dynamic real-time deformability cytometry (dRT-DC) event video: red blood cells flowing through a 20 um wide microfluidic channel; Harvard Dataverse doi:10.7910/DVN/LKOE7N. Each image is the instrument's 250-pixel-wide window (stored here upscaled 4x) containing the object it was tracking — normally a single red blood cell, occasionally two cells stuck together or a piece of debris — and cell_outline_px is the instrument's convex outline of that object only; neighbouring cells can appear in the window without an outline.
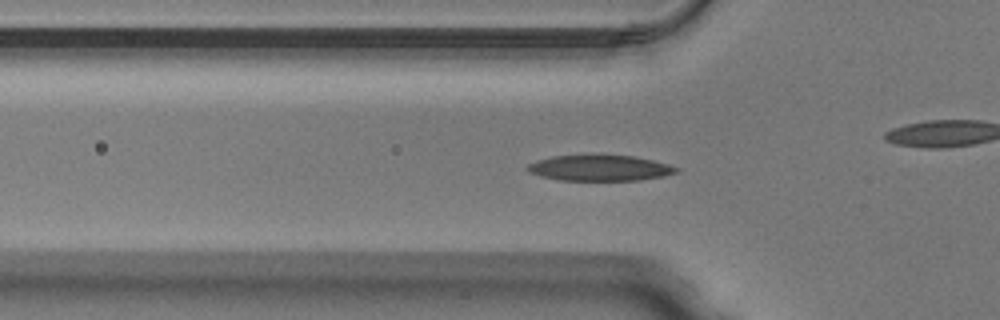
{"species": "Egyptian fruit bat (a non-hibernating species)", "species_latin": "Rousettus aegyptiacus", "temperature_condition": "warm", "stored_images_in_passage": 51, "camera_frame_rate_fps": 3000, "um_per_image_px": 0.085, "animal": {"sex": "male"}, "frame": {"image": 1, "passage_image": 17, "time_ms": 5.333, "image_size_px": [1000, 320], "cell_outline_px": [[680, 168], [676, 172], [664, 176], [640, 180], [560, 180], [540, 176], [528, 172], [524, 168], [528, 164], [536, 160], [552, 156], [592, 152], [632, 156], [652, 160], [668, 164]], "centroid_in_image_um": [50.91, 14.23], "position_along_channel_um": 74.9, "area_um2": 23.24}}
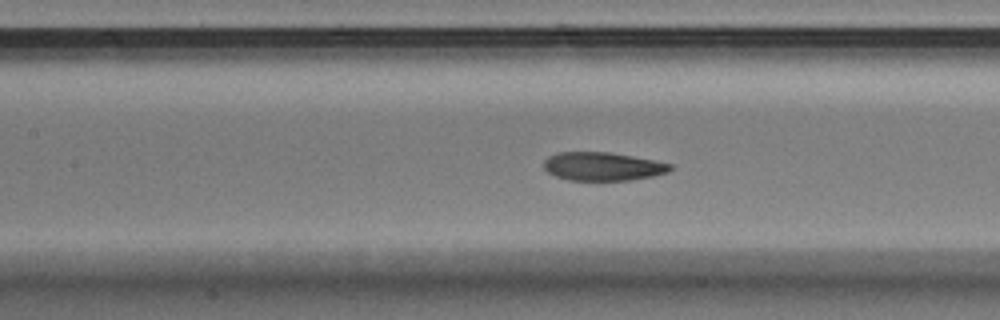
{"frame": {"image": 2, "passage_image": 23, "time_ms": 7.333, "image_size_px": [1000, 320], "cell_outline_px": [[672, 168], [668, 172], [652, 176], [632, 180], [568, 180], [556, 176], [548, 172], [544, 168], [544, 160], [548, 156], [560, 152], [608, 152], [632, 156], [672, 164]], "centroid_in_image_um": [51.21, 14.14], "position_along_channel_um": 156.2, "area_um2": 20.81}}
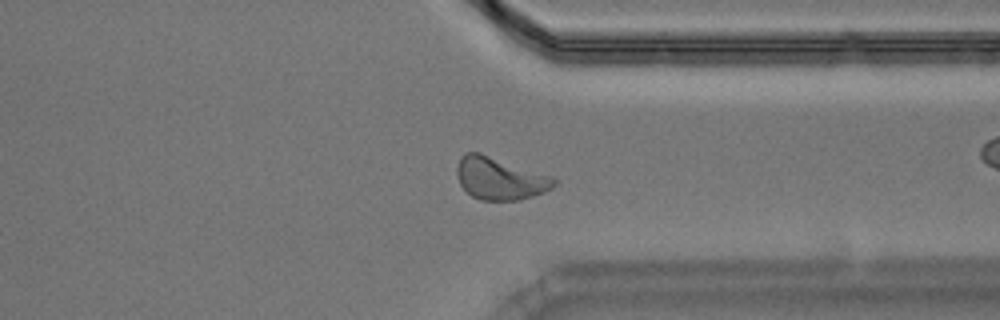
{"frame": {"image": 3, "passage_image": 39, "time_ms": 12.667, "image_size_px": [1000, 320], "cell_outline_px": [[556, 184], [552, 188], [544, 192], [520, 200], [480, 200], [472, 196], [460, 184], [456, 176], [456, 168], [460, 156], [464, 152], [480, 152], [552, 176], [556, 180]], "centroid_in_image_um": [42.47, 15.16], "position_along_channel_um": 368.9, "area_um2": 24.1}, "authors_computed_cell_mechanics": {"area_um2": 22.0218, "velocity_mm_per_s": 4.0077, "shape_relaxation_time_tau1_ms": 4.6005, "shape_relaxation_time_tau2_ms": 2.0864, "deformation_change_tau1": 0.1631, "deformation_change_tau2": 0.0745}}